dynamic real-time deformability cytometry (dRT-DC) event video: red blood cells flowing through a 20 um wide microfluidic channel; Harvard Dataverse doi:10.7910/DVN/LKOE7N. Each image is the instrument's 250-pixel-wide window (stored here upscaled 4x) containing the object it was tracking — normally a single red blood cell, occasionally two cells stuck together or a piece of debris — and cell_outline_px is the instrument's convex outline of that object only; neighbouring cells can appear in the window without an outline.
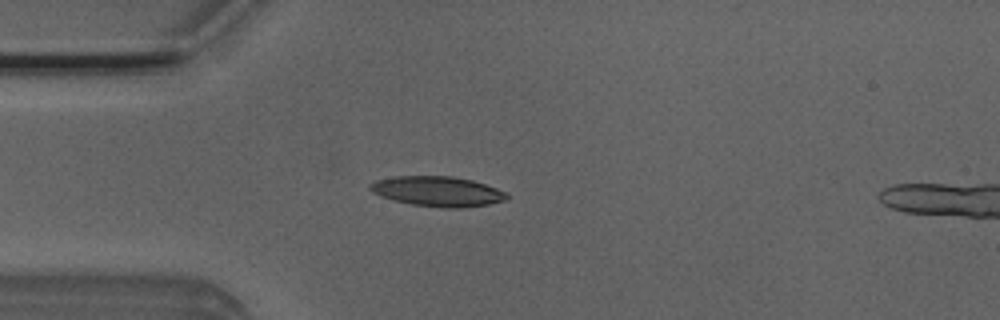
{"species": "Egyptian fruit bat (a non-hibernating species)", "species_latin": "Rousettus aegyptiacus", "temperature_condition": "room temperature", "stored_images_in_passage": 44, "camera_frame_rate_fps": 3000, "um_per_image_px": 0.085, "animal": {"sex": "male"}, "frame": {"image": 1, "passage_image": 10, "time_ms": 3.0, "image_size_px": [1000, 320], "cell_outline_px": [[508, 196], [504, 200], [488, 204], [460, 208], [440, 208], [412, 204], [392, 200], [380, 196], [372, 192], [368, 188], [368, 184], [376, 180], [396, 176], [452, 176], [472, 180], [508, 192]], "centroid_in_image_um": [37.16, 16.27], "position_along_channel_um": 47.8, "area_um2": 23.99}}
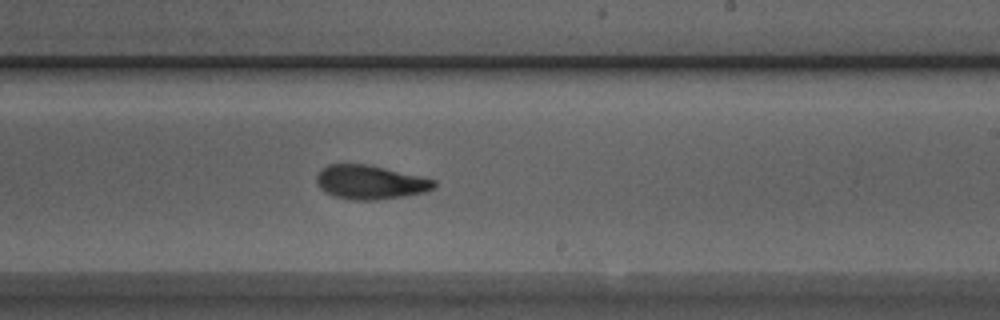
{"frame": {"image": 2, "passage_image": 27, "time_ms": 8.667, "image_size_px": [1000, 320], "cell_outline_px": [[436, 184], [432, 188], [424, 192], [404, 196], [376, 200], [352, 200], [332, 196], [324, 192], [316, 184], [316, 176], [320, 168], [328, 164], [364, 164], [384, 168], [436, 180]], "centroid_in_image_um": [31.39, 15.49], "position_along_channel_um": 257.6, "area_um2": 23.24}}
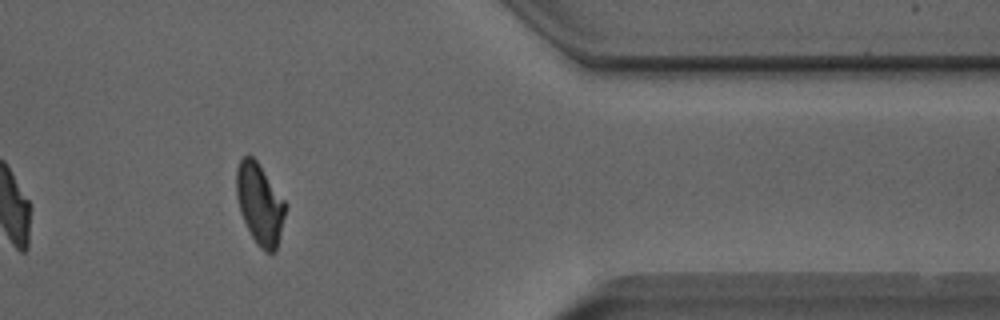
{"frame": {"image": 3, "passage_image": 39, "time_ms": 12.667, "image_size_px": [1000, 320], "cell_outline_px": [[288, 204], [276, 252], [268, 252], [260, 248], [256, 244], [240, 212], [236, 196], [236, 168], [240, 160], [248, 152], [256, 160]], "centroid_in_image_um": [22.09, 17.32], "position_along_channel_um": 389.3, "area_um2": 23.29}, "authors_computed_cell_mechanics": {"area_um2": 23.3512, "velocity_mm_per_s": 3.9178, "shape_relaxation_time_tau1_ms": 3.699, "shape_relaxation_time_tau2_ms": 2.6542, "deformation_change_tau1": 0.1577, "deformation_change_tau2": 0.0751}}